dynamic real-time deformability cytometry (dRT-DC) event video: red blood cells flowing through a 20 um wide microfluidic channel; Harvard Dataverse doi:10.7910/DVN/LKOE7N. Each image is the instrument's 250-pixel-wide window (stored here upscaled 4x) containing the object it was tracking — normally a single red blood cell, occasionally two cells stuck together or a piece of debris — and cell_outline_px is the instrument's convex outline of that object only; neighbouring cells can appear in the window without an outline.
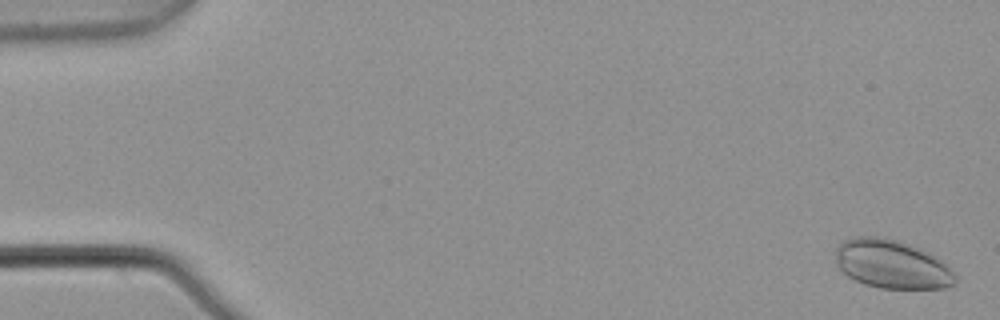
{"species": "common noctule bat (a hibernating species)", "species_latin": "Nyctalus noctula", "temperature_condition": "warm", "stored_images_in_passage": 5, "camera_frame_rate_fps": 3000, "um_per_image_px": 0.085, "animal": {"sex": "male", "body_mass_g": 21.5, "forearm_length_mm": 52.0}, "frame": {"image": 1, "passage_image": 1, "time_ms": 0.0, "image_size_px": [1000, 320], "cell_outline_px": [[956, 284], [948, 288], [880, 288], [864, 284], [840, 272], [836, 268], [836, 248], [844, 240], [860, 236], [876, 236], [896, 240], [920, 248], [928, 252], [948, 264], [956, 276]], "centroid_in_image_um": [75.81, 22.47], "position_along_channel_um": 9.2, "area_um2": 34.16}}